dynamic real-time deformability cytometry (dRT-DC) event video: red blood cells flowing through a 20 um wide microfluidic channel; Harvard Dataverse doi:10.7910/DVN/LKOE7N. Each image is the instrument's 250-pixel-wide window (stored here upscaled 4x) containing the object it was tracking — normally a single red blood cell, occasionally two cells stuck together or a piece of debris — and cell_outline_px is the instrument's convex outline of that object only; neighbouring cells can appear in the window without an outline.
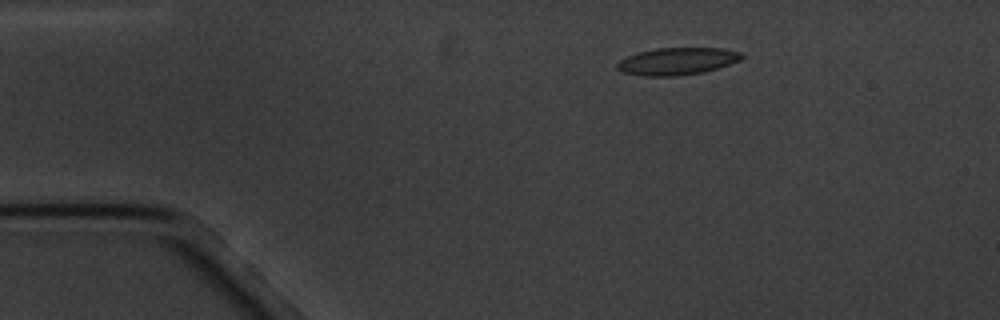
{"species": "common noctule bat (a hibernating species)", "species_latin": "Nyctalus noctula", "temperature_condition": "cold", "stored_images_in_passage": 3, "camera_frame_rate_fps": 3000, "um_per_image_px": 0.085, "animal": {"sex": "male", "body_mass_g": 20.1, "forearm_length_mm": 53.5}, "frame": {"image": 1, "passage_image": 1, "time_ms": 0.0, "image_size_px": [1000, 320], "cell_outline_px": [[744, 56], [740, 60], [704, 72], [676, 76], [644, 76], [624, 72], [616, 68], [616, 64], [620, 60], [628, 56], [640, 52], [656, 48], [724, 48], [740, 52]], "centroid_in_image_um": [57.56, 5.2], "position_along_channel_um": 27.4, "area_um2": 19.59}}